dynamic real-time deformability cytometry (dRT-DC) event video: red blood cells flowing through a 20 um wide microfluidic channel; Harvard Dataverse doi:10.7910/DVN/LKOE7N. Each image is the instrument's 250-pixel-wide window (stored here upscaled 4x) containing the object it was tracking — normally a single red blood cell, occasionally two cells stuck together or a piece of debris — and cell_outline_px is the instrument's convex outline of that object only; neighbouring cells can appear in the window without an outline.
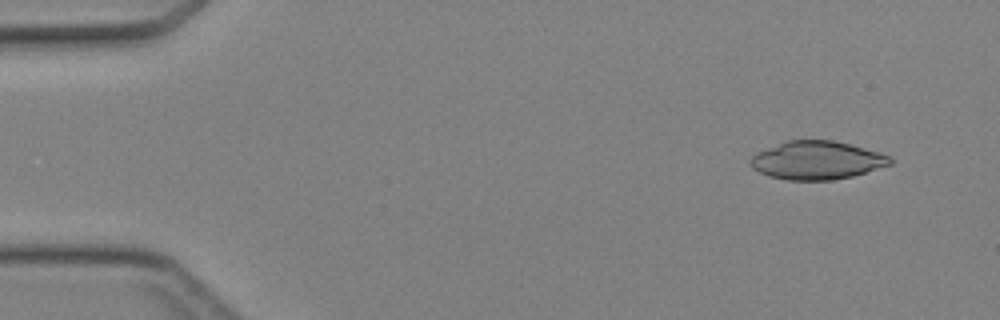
{"species": "Egyptian fruit bat (a non-hibernating species)", "species_latin": "Rousettus aegyptiacus", "temperature_condition": "cold", "stored_images_in_passage": 42, "camera_frame_rate_fps": 3000, "um_per_image_px": 0.085, "animal": {"sex": "female"}, "frame": {"image": 1, "passage_image": 1, "time_ms": 0.0, "image_size_px": [1000, 320], "cell_outline_px": [[892, 164], [852, 176], [832, 180], [788, 180], [768, 176], [752, 168], [748, 164], [748, 160], [756, 152], [788, 140], [832, 140], [848, 144], [876, 152], [888, 156], [892, 160]], "centroid_in_image_um": [69.36, 13.63], "position_along_channel_um": 15.6, "area_um2": 30.92}}
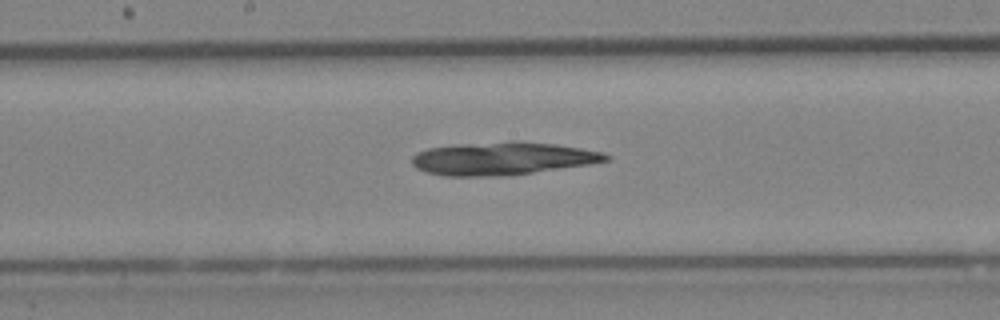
{"frame": {"image": 2, "passage_image": 21, "time_ms": 6.667, "image_size_px": [1000, 320], "cell_outline_px": [[612, 156], [608, 160], [588, 164], [532, 172], [500, 176], [444, 176], [428, 172], [416, 168], [412, 164], [412, 156], [416, 152], [428, 148], [456, 144], [512, 140], [520, 140], [556, 144], [604, 152]], "centroid_in_image_um": [42.69, 13.45], "position_along_channel_um": 205.5, "area_um2": 37.34}}
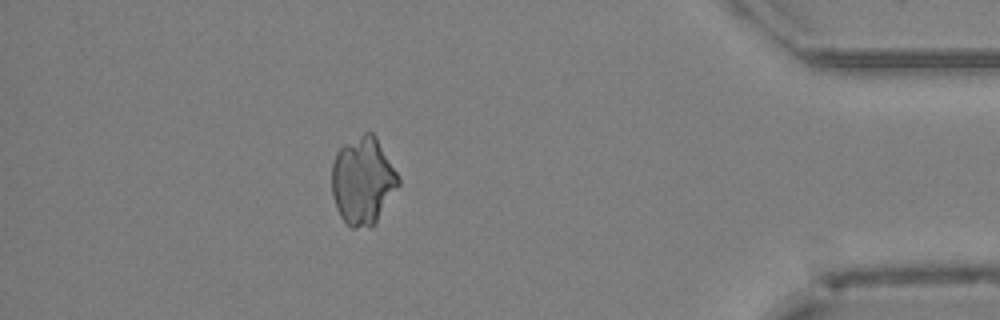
{"frame": {"image": 3, "passage_image": 37, "time_ms": 12.0, "image_size_px": [1000, 320], "cell_outline_px": [[400, 184], [376, 224], [356, 228], [352, 228], [340, 216], [336, 208], [332, 192], [332, 164], [336, 152], [344, 144], [364, 132], [372, 132], [376, 136], [396, 172], [400, 180]], "centroid_in_image_um": [30.84, 15.37], "position_along_channel_um": 404.4, "area_um2": 33.87}}